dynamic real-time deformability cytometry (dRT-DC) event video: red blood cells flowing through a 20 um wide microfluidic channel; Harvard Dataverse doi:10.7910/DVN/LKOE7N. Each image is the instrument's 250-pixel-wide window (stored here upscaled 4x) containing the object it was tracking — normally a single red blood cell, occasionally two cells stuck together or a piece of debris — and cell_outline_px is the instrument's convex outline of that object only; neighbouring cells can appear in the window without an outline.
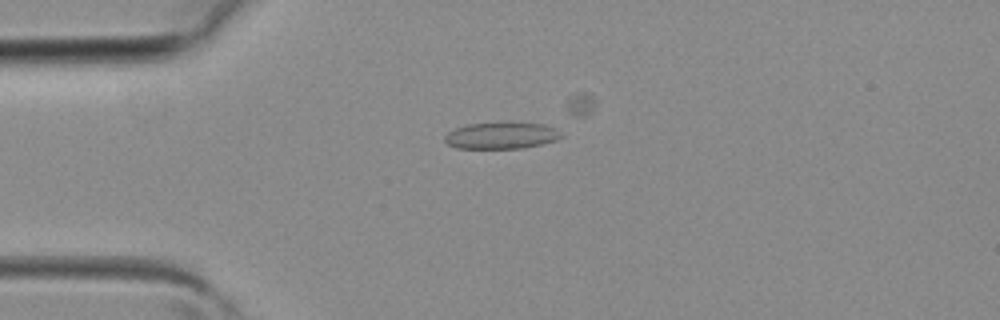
{"species": "common noctule bat (a hibernating species)", "species_latin": "Nyctalus noctula", "temperature_condition": "room temperature", "stored_images_in_passage": 4, "camera_frame_rate_fps": 3000, "um_per_image_px": 0.085, "animal": {"sex": "female", "body_mass_g": 19.3, "forearm_length_mm": 54.1}, "frame": {"image": 1, "passage_image": 3, "time_ms": 0.667, "image_size_px": [1000, 320], "cell_outline_px": [[564, 136], [556, 140], [544, 144], [524, 148], [456, 148], [448, 144], [444, 140], [444, 136], [448, 132], [456, 128], [468, 124], [508, 120], [512, 120], [544, 124], [556, 128]], "centroid_in_image_um": [42.67, 11.48], "position_along_channel_um": 42.3, "area_um2": 18.84}}